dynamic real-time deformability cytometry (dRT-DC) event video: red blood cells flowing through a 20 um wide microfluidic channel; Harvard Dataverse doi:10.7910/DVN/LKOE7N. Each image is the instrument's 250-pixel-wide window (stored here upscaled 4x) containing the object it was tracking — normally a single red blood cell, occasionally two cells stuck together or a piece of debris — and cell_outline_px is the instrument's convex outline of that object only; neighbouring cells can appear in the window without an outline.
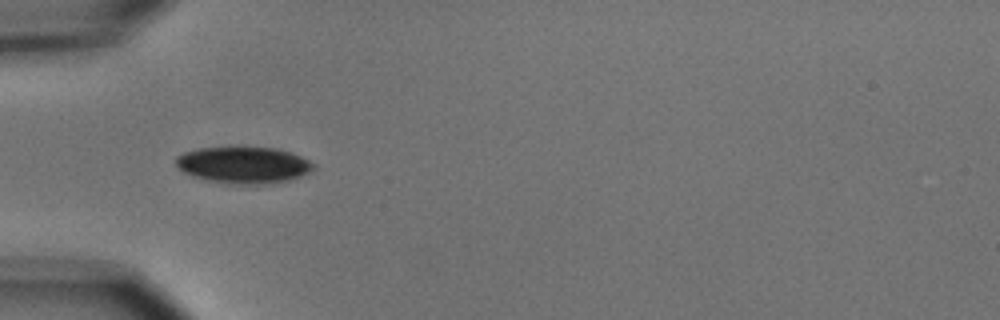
{"species": "common noctule bat (a hibernating species)", "species_latin": "Nyctalus noctula", "temperature_condition": "cold", "stored_images_in_passage": 5, "camera_frame_rate_fps": 3000, "um_per_image_px": 0.085, "animal": {"sex": "male", "body_mass_g": 15.6}, "frame": {"image": 1, "passage_image": 4, "time_ms": 3.667, "image_size_px": [1000, 320], "cell_outline_px": [[316, 168], [308, 172], [288, 180], [260, 184], [236, 184], [208, 180], [192, 176], [184, 172], [176, 164], [176, 156], [184, 152], [200, 148], [236, 144], [276, 148], [292, 152], [316, 164]], "centroid_in_image_um": [20.69, 13.96], "position_along_channel_um": 64.3, "area_um2": 30.0}}
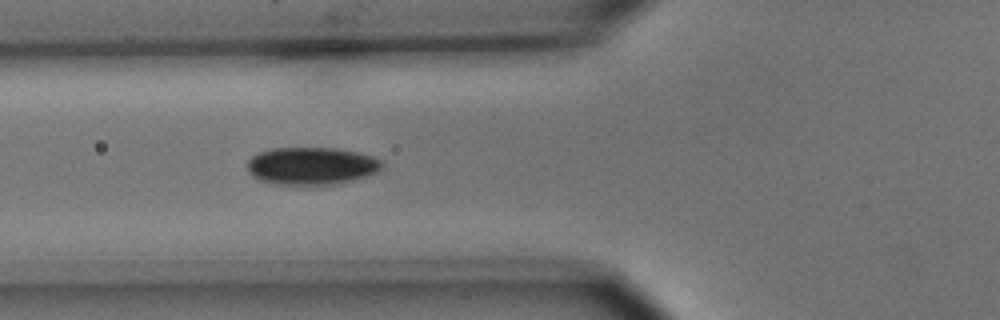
{"frame": {"image": 2, "passage_image": 5, "time_ms": 4.667, "image_size_px": [1000, 320], "cell_outline_px": [[384, 168], [376, 172], [364, 176], [336, 184], [276, 184], [260, 180], [252, 176], [248, 172], [248, 160], [256, 152], [272, 148], [336, 148], [356, 152], [372, 156], [384, 160]], "centroid_in_image_um": [26.47, 14.08], "position_along_channel_um": 99.3, "area_um2": 29.48}}